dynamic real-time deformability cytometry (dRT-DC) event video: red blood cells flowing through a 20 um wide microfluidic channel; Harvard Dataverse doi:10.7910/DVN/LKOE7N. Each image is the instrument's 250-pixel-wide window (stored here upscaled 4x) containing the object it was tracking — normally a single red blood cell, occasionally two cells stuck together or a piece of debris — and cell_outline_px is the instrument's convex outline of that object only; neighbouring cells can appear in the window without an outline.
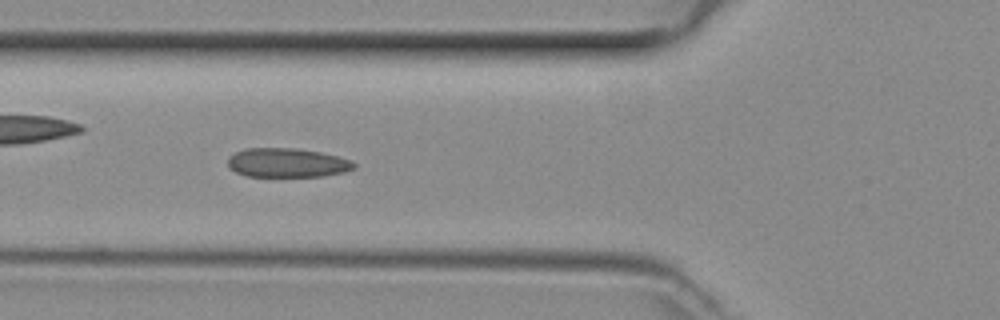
{"species": "common noctule bat (a hibernating species)", "species_latin": "Nyctalus noctula", "temperature_condition": "room temperature", "stored_images_in_passage": 50, "segment_of_instrument_passage": [1, 2], "camera_frame_rate_fps": 3000, "um_per_image_px": 0.085, "animal": {"sex": "female", "body_mass_g": 29.2, "forearm_length_mm": 56.3}, "frame": {"image": 1, "passage_image": 18, "time_ms": 5.667, "image_size_px": [1000, 320], "cell_outline_px": [[356, 168], [344, 172], [320, 176], [248, 176], [236, 172], [228, 168], [228, 156], [244, 148], [296, 148], [320, 152], [352, 160], [356, 164]], "centroid_in_image_um": [24.4, 13.83], "position_along_channel_um": 101.4, "area_um2": 21.44}}
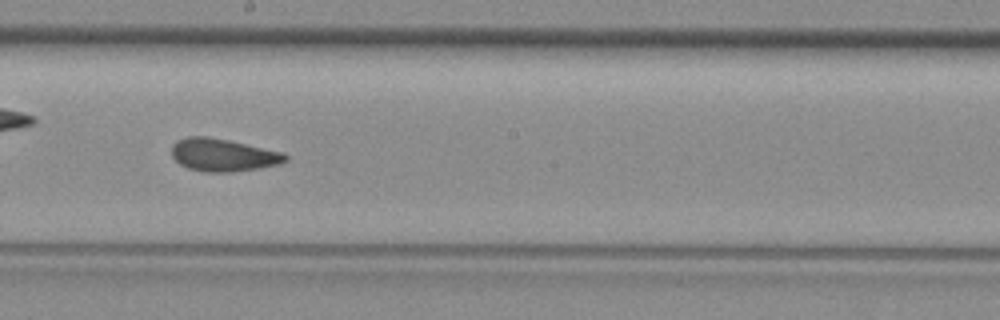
{"frame": {"image": 2, "passage_image": 27, "time_ms": 8.667, "image_size_px": [1000, 320], "cell_outline_px": [[288, 160], [280, 164], [260, 168], [232, 172], [204, 172], [188, 168], [180, 164], [172, 156], [172, 144], [176, 140], [188, 136], [204, 136], [228, 140], [284, 152], [288, 156]], "centroid_in_image_um": [18.97, 13.17], "position_along_channel_um": 229.2, "area_um2": 21.79}}
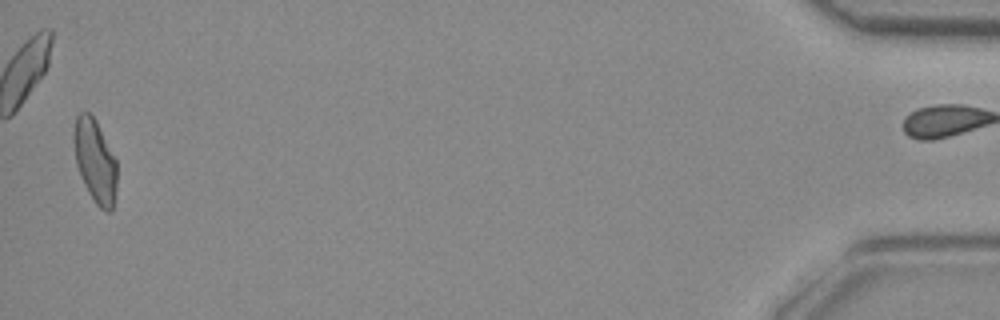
{"frame": {"image": 3, "passage_image": 48, "time_ms": 15.667, "image_size_px": [1000, 320], "cell_outline_px": [[116, 188], [112, 212], [108, 212], [100, 208], [96, 204], [88, 192], [84, 184], [76, 164], [72, 140], [72, 132], [76, 116], [80, 112], [88, 112], [96, 120], [116, 160]], "centroid_in_image_um": [8.05, 13.67], "position_along_channel_um": 427.1, "area_um2": 21.04}}